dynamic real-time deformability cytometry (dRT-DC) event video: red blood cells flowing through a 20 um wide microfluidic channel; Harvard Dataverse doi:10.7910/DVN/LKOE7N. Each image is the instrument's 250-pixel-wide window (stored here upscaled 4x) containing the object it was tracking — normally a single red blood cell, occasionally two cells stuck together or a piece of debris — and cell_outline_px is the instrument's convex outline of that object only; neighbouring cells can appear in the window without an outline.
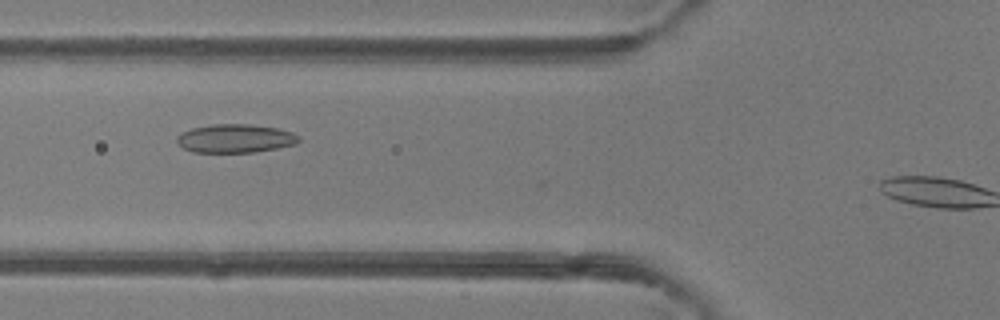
{"species": "common noctule bat (a hibernating species)", "species_latin": "Nyctalus noctula", "temperature_condition": "room temperature", "stored_images_in_passage": 28, "camera_frame_rate_fps": 3000, "um_per_image_px": 0.085, "animal": {"sex": "female"}, "frame": {"image": 1, "passage_image": 4, "time_ms": 1.0, "image_size_px": [1000, 320], "cell_outline_px": [[300, 140], [296, 144], [256, 152], [192, 152], [184, 148], [176, 140], [176, 136], [180, 132], [192, 128], [212, 124], [248, 124], [276, 128], [292, 132], [300, 136]], "centroid_in_image_um": [19.99, 11.76], "position_along_channel_um": 105.8, "area_um2": 20.29}}
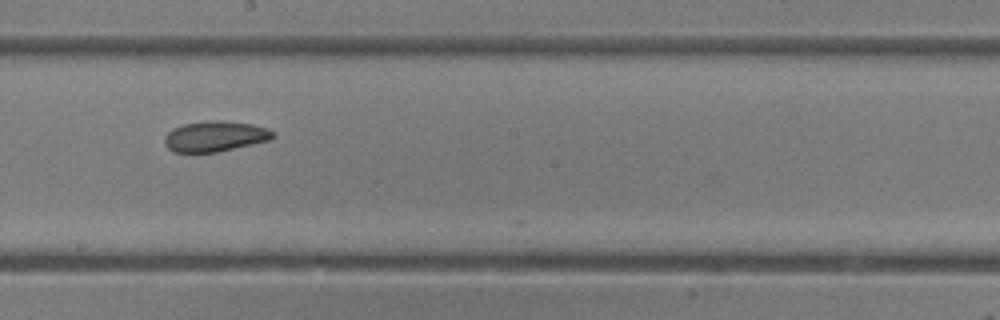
{"frame": {"image": 2, "passage_image": 13, "time_ms": 4.0, "image_size_px": [1000, 320], "cell_outline_px": [[276, 136], [272, 140], [216, 152], [172, 152], [168, 148], [164, 140], [164, 136], [172, 128], [184, 124], [208, 120], [216, 120], [252, 124], [268, 128], [276, 132]], "centroid_in_image_um": [18.31, 11.58], "position_along_channel_um": 229.9, "area_um2": 19.42}}
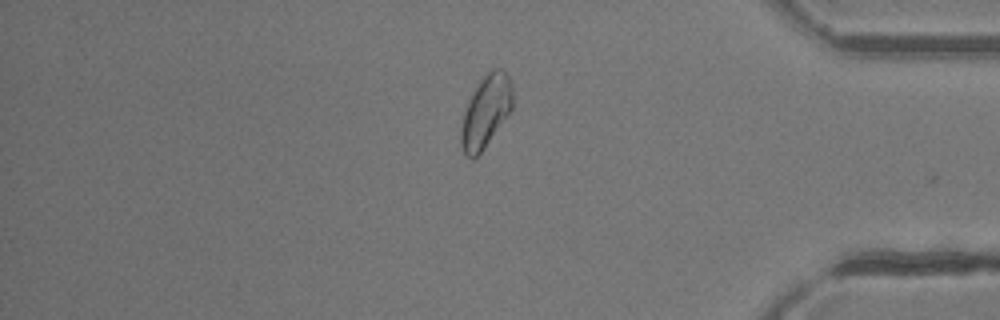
{"frame": {"image": 3, "passage_image": 27, "time_ms": 8.667, "image_size_px": [1000, 320], "cell_outline_px": [[512, 108], [484, 148], [472, 160], [464, 156], [460, 144], [460, 128], [464, 112], [480, 80], [492, 68], [500, 68], [508, 76], [512, 84]], "centroid_in_image_um": [41.27, 9.51], "position_along_channel_um": 393.9, "area_um2": 21.33}, "authors_computed_cell_mechanics": {"area_um2": 19.3341, "velocity_mm_per_s": 4.1292, "shape_relaxation_time_tau1_ms": null, "shape_relaxation_time_tau2_ms": 2.8673, "deformation_change_tau1": null, "deformation_change_tau2": 0.064}}